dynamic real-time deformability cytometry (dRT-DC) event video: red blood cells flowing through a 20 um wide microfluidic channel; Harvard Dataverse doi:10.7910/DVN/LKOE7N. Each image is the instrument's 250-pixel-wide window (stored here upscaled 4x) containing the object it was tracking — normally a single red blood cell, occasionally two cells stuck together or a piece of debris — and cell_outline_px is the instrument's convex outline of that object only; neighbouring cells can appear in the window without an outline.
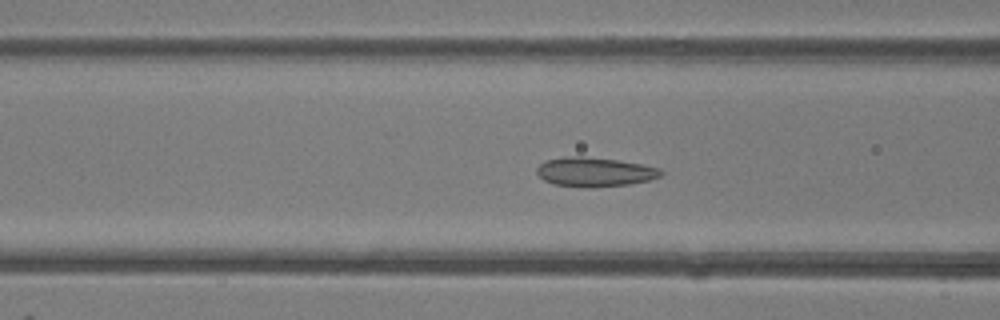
{"species": "common noctule bat (a hibernating species)", "species_latin": "Nyctalus noctula", "temperature_condition": "room temperature", "stored_images_in_passage": 50, "camera_frame_rate_fps": 3000, "um_per_image_px": 0.085, "animal": {"sex": "female"}, "frame": {"image": 1, "passage_image": 20, "time_ms": 6.333, "image_size_px": [1000, 320], "cell_outline_px": [[664, 172], [660, 176], [648, 180], [628, 184], [592, 188], [584, 188], [552, 184], [544, 180], [536, 172], [536, 168], [540, 164], [548, 160], [564, 156], [580, 156], [616, 160], [640, 164], [660, 168]], "centroid_in_image_um": [50.52, 14.63], "position_along_channel_um": 116.1, "area_um2": 21.15}}
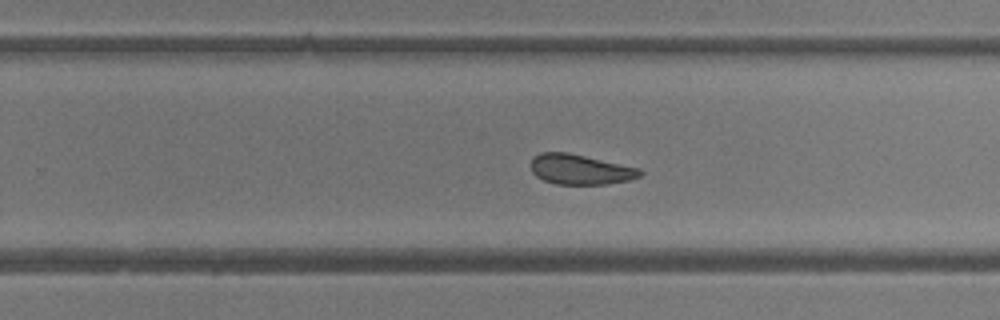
{"frame": {"image": 2, "passage_image": 32, "time_ms": 10.333, "image_size_px": [1000, 320], "cell_outline_px": [[644, 172], [640, 176], [628, 180], [604, 184], [556, 184], [544, 180], [536, 176], [532, 172], [532, 156], [540, 152], [568, 152], [640, 168]], "centroid_in_image_um": [49.31, 14.39], "position_along_channel_um": 280.5, "area_um2": 19.13}}
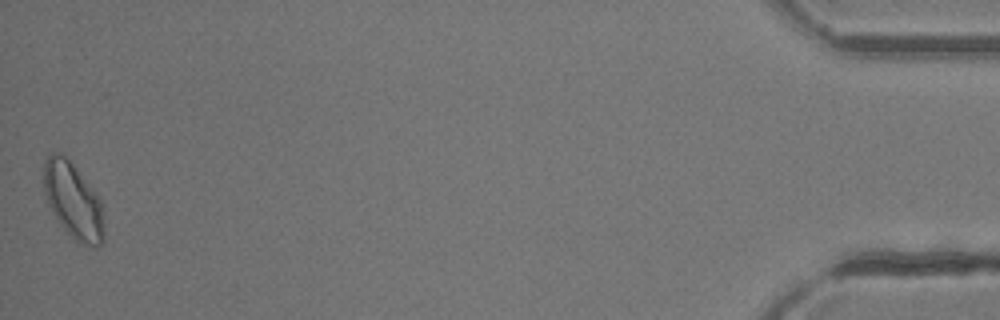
{"frame": {"image": 3, "passage_image": 50, "time_ms": 16.333, "image_size_px": [1000, 320], "cell_outline_px": [[104, 240], [96, 248], [80, 244], [64, 228], [52, 212], [48, 204], [44, 192], [44, 160], [48, 152], [64, 152], [96, 192], [104, 204]], "centroid_in_image_um": [6.25, 17.02], "position_along_channel_um": 429.0, "area_um2": 27.34}, "authors_computed_cell_mechanics": {"area_um2": 21.2415, "velocity_mm_per_s": 4.1109, "shape_relaxation_time_tau1_ms": null, "shape_relaxation_time_tau2_ms": 1.4084, "deformation_change_tau1": null, "deformation_change_tau2": 0.0727}}